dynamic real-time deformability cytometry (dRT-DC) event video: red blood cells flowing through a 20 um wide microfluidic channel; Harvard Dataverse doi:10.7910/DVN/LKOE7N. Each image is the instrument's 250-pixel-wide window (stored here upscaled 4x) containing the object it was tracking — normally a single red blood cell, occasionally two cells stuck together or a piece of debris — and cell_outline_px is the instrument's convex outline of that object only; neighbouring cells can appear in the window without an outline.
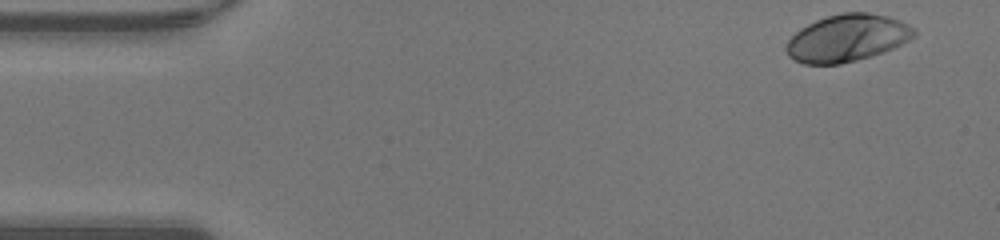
{"species": "human", "species_latin": "Homo sapiens", "temperature_condition": "warm", "stored_images_in_passage": 46, "camera_frame_rate_fps": 3000, "um_per_image_px": 0.085, "donor": {"sex": "male"}, "frame": {"image": 1, "passage_image": 1, "time_ms": 0.0, "image_size_px": [1000, 240], "cell_outline_px": [[916, 36], [884, 52], [856, 60], [840, 64], [804, 64], [788, 56], [784, 48], [788, 40], [800, 28], [816, 20], [828, 16], [844, 12], [868, 12], [888, 16], [900, 20], [916, 28]], "centroid_in_image_um": [72.01, 3.23], "position_along_channel_um": 13.0, "area_um2": 35.14}}
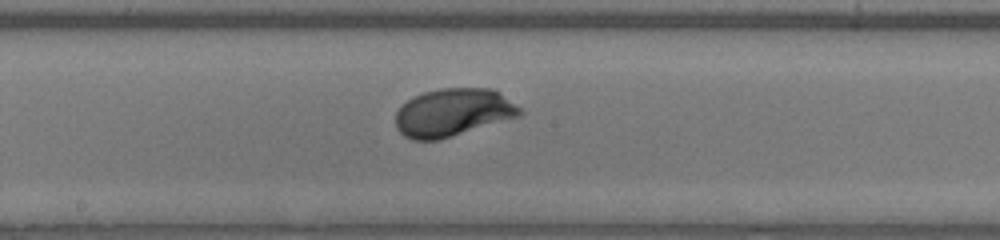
{"frame": {"image": 2, "passage_image": 23, "time_ms": 7.333, "image_size_px": [1000, 240], "cell_outline_px": [[524, 112], [520, 116], [440, 140], [412, 140], [404, 136], [396, 128], [396, 112], [412, 96], [424, 92], [440, 88], [492, 88], [500, 92], [520, 108]], "centroid_in_image_um": [38.51, 9.56], "position_along_channel_um": 209.7, "area_um2": 34.74}}
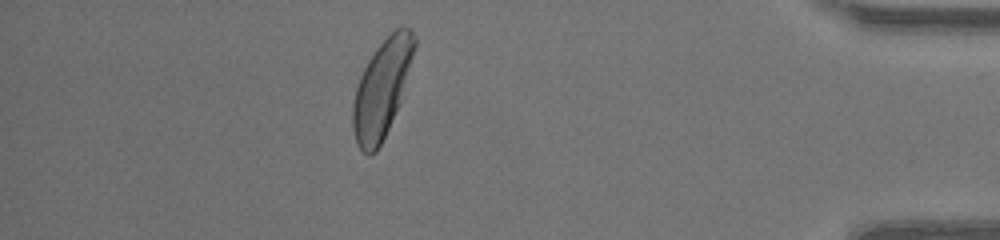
{"frame": {"image": 3, "passage_image": 40, "time_ms": 13.0, "image_size_px": [1000, 240], "cell_outline_px": [[416, 44], [400, 100], [388, 128], [376, 152], [368, 156], [356, 144], [352, 128], [352, 104], [356, 88], [360, 76], [368, 60], [376, 48], [396, 28], [404, 24], [416, 36]], "centroid_in_image_um": [32.43, 7.53], "position_along_channel_um": 402.8, "area_um2": 34.39}, "authors_computed_cell_mechanics": {"area_um2": 34.2176, "velocity_mm_per_s": 4.2934, "shape_relaxation_time_tau1_ms": 1.5742, "shape_relaxation_time_tau2_ms": null, "deformation_change_tau1": 0.1485, "deformation_change_tau2": null}}